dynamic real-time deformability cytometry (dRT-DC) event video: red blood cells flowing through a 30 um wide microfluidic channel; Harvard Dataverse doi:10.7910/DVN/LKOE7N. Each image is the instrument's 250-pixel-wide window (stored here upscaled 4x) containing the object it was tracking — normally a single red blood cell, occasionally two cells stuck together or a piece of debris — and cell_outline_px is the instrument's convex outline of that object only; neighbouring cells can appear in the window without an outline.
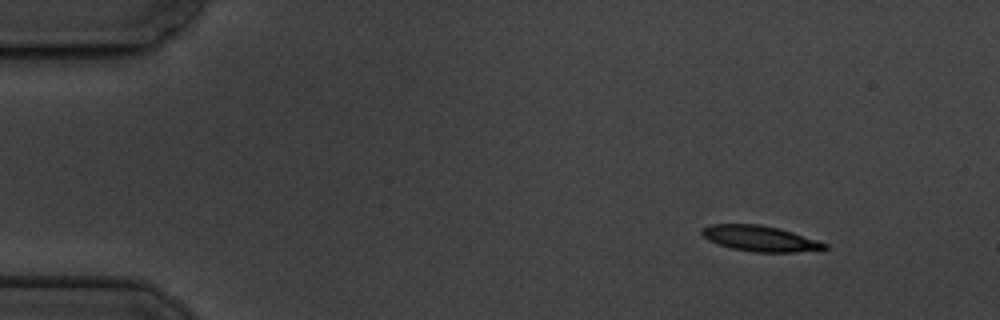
{"species": "common noctule bat (a hibernating species)", "species_latin": "Nyctalus noctula", "temperature_condition": "cold", "stored_images_in_passage": 4, "camera_frame_rate_fps": 3000, "um_per_image_px": 0.085, "animal": {"sex": "male", "body_mass_g": 19.5, "forearm_length_mm": 54.6}, "frame": {"image": 1, "passage_image": 1, "time_ms": 0.0, "image_size_px": [1000, 320], "cell_outline_px": [[828, 248], [796, 252], [756, 252], [732, 248], [708, 240], [700, 232], [708, 224], [760, 224], [780, 228], [828, 244]], "centroid_in_image_um": [64.59, 20.26], "position_along_channel_um": 20.4, "area_um2": 18.09}}
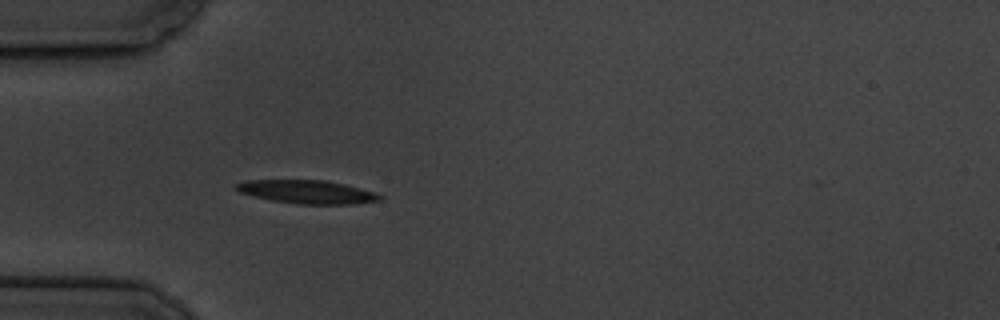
{"frame": {"image": 2, "passage_image": 4, "time_ms": 3.667, "image_size_px": [1000, 320], "cell_outline_px": [[384, 196], [380, 200], [356, 204], [296, 204], [272, 200], [252, 196], [240, 192], [236, 188], [236, 184], [244, 180], [324, 180], [344, 184], [372, 192]], "centroid_in_image_um": [26.09, 16.31], "position_along_channel_um": 58.9, "area_um2": 19.42}}